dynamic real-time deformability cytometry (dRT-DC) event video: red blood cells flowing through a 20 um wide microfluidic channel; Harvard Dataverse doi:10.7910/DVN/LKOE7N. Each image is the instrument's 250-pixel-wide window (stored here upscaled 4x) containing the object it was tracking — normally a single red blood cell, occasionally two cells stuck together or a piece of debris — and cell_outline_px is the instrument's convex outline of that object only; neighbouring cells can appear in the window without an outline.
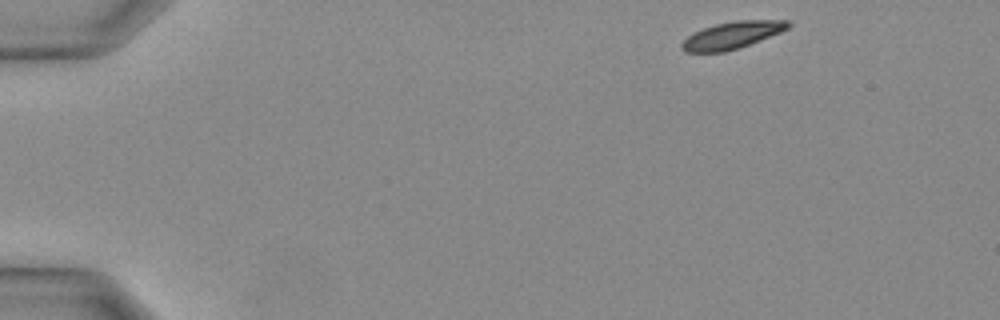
{"species": "Egyptian fruit bat (a non-hibernating species)", "species_latin": "Rousettus aegyptiacus", "temperature_condition": "warm", "stored_images_in_passage": 31, "camera_frame_rate_fps": 3000, "um_per_image_px": 0.085, "animal": {"sex": "female"}, "frame": {"image": 1, "passage_image": 1, "time_ms": 0.0, "image_size_px": [1000, 320], "cell_outline_px": [[792, 24], [788, 28], [780, 32], [740, 48], [724, 52], [684, 52], [680, 48], [680, 44], [688, 36], [704, 28], [716, 24], [736, 20], [788, 20]], "centroid_in_image_um": [62.23, 3.0], "position_along_channel_um": 22.8, "area_um2": 16.7}}
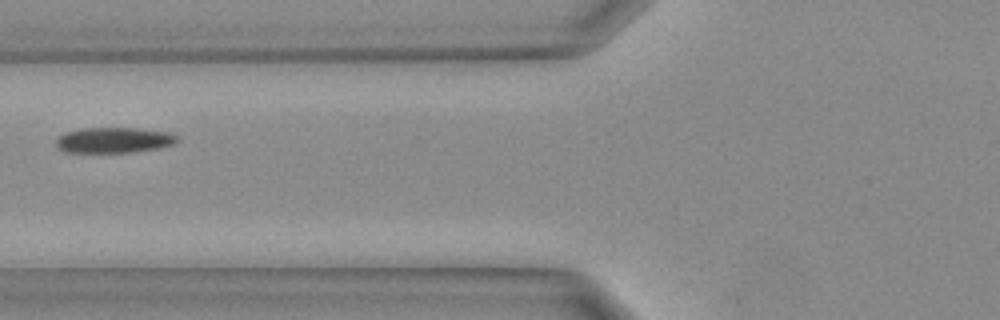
{"frame": {"image": 2, "passage_image": 11, "time_ms": 3.333, "image_size_px": [1000, 320], "cell_outline_px": [[176, 140], [172, 144], [160, 148], [128, 152], [64, 152], [56, 144], [56, 136], [64, 132], [80, 128], [136, 128], [168, 132], [176, 136]], "centroid_in_image_um": [9.61, 11.9], "position_along_channel_um": 116.2, "area_um2": 17.92}}
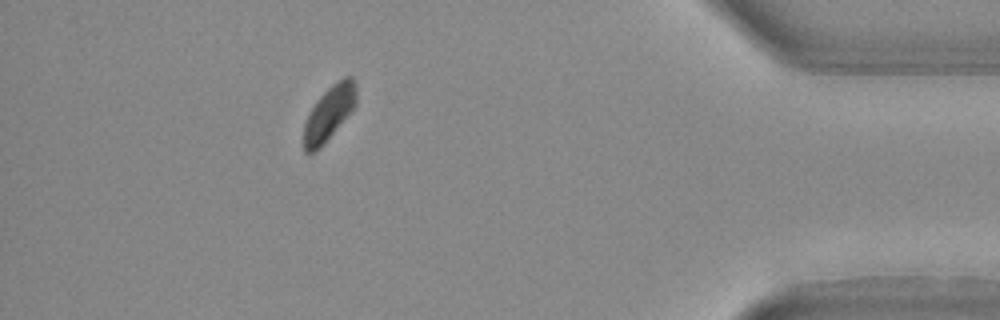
{"frame": {"image": 3, "passage_image": 28, "time_ms": 9.0, "image_size_px": [1000, 320], "cell_outline_px": [[356, 104], [324, 144], [316, 152], [304, 152], [304, 124], [308, 112], [316, 100], [332, 84], [344, 76], [352, 76], [356, 84]], "centroid_in_image_um": [27.96, 9.6], "position_along_channel_um": 407.2, "area_um2": 16.59}}